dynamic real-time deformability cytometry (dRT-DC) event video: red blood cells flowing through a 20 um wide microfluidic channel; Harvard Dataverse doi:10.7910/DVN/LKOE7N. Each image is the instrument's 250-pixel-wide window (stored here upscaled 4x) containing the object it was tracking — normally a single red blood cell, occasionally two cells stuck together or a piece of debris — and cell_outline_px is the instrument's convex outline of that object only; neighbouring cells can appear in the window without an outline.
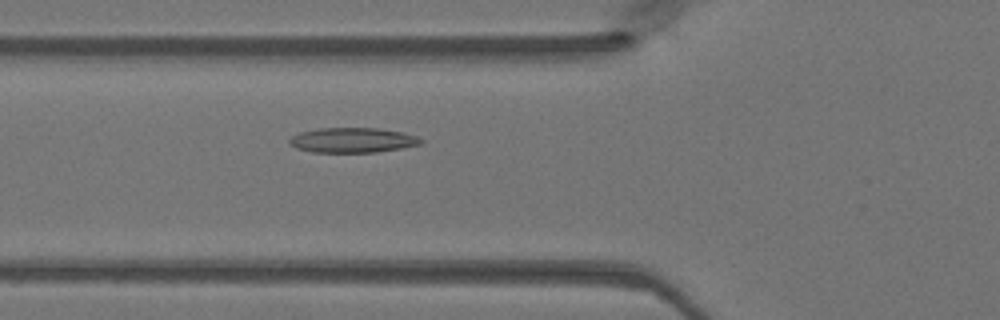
{"species": "Egyptian fruit bat (a non-hibernating species)", "species_latin": "Rousettus aegyptiacus", "temperature_condition": "warm", "stored_images_in_passage": 47, "camera_frame_rate_fps": 3000, "um_per_image_px": 0.085, "animal": {"sex": "female"}, "frame": {"image": 1, "passage_image": 16, "time_ms": 5.0, "image_size_px": [1000, 320], "cell_outline_px": [[424, 140], [420, 144], [404, 148], [376, 152], [312, 152], [296, 148], [288, 140], [292, 136], [300, 132], [320, 128], [376, 128], [400, 132], [416, 136]], "centroid_in_image_um": [29.97, 11.92], "position_along_channel_um": 95.8, "area_um2": 18.96}}
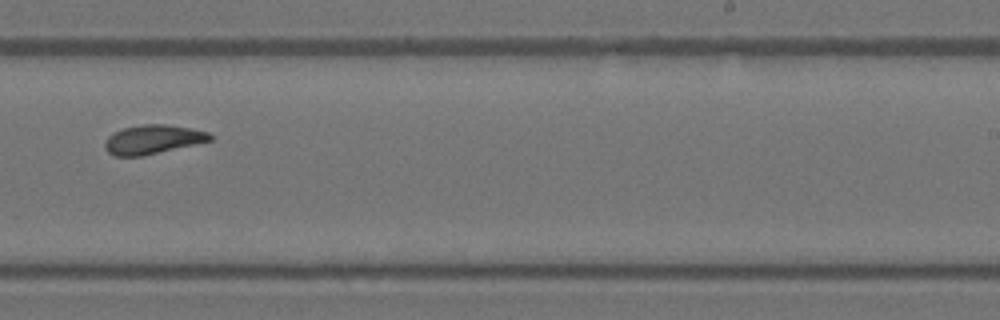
{"frame": {"image": 2, "passage_image": 29, "time_ms": 9.333, "image_size_px": [1000, 320], "cell_outline_px": [[212, 140], [196, 144], [140, 156], [116, 156], [108, 152], [104, 148], [104, 140], [108, 136], [124, 128], [144, 124], [164, 124], [192, 128], [208, 132], [212, 136]], "centroid_in_image_um": [12.98, 11.85], "position_along_channel_um": 276.0, "area_um2": 17.63}}
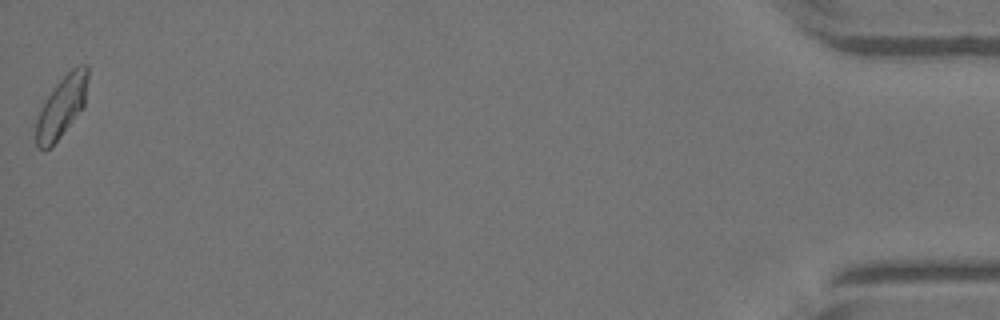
{"frame": {"image": 3, "passage_image": 47, "time_ms": 15.333, "image_size_px": [1000, 320], "cell_outline_px": [[88, 76], [84, 108], [60, 136], [48, 148], [40, 148], [36, 144], [36, 120], [48, 96], [56, 84], [72, 68], [80, 64], [88, 64]], "centroid_in_image_um": [5.28, 9.02], "position_along_channel_um": 429.9, "area_um2": 18.03}}